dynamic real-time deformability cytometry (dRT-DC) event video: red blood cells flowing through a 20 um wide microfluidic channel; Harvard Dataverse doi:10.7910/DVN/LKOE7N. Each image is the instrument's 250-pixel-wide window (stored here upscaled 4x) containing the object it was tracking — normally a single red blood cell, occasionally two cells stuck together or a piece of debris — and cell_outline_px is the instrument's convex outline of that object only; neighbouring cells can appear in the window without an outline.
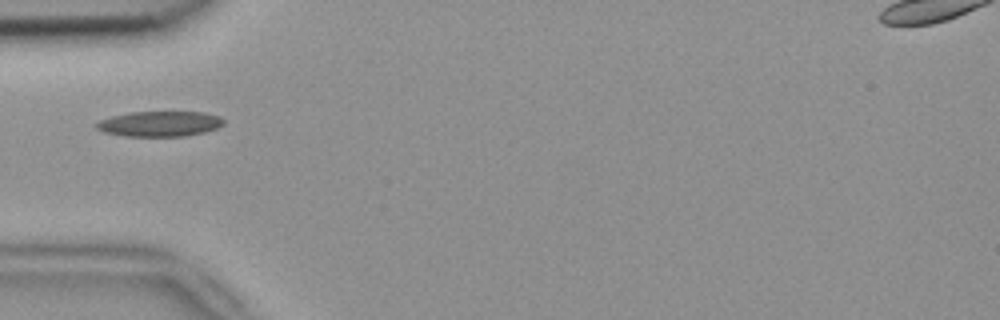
{"species": "common noctule bat (a hibernating species)", "species_latin": "Nyctalus noctula", "temperature_condition": "room temperature", "stored_images_in_passage": 6, "camera_frame_rate_fps": 3000, "um_per_image_px": 0.085, "animal": {"sex": "female", "body_mass_g": 18.4}, "frame": {"image": 1, "passage_image": 5, "time_ms": 1.333, "image_size_px": [1000, 320], "cell_outline_px": [[224, 124], [216, 128], [204, 132], [184, 136], [124, 136], [104, 132], [96, 128], [96, 124], [100, 120], [112, 116], [132, 112], [204, 112], [220, 116], [224, 120]], "centroid_in_image_um": [13.59, 10.52], "position_along_channel_um": 71.4, "area_um2": 18.67}}